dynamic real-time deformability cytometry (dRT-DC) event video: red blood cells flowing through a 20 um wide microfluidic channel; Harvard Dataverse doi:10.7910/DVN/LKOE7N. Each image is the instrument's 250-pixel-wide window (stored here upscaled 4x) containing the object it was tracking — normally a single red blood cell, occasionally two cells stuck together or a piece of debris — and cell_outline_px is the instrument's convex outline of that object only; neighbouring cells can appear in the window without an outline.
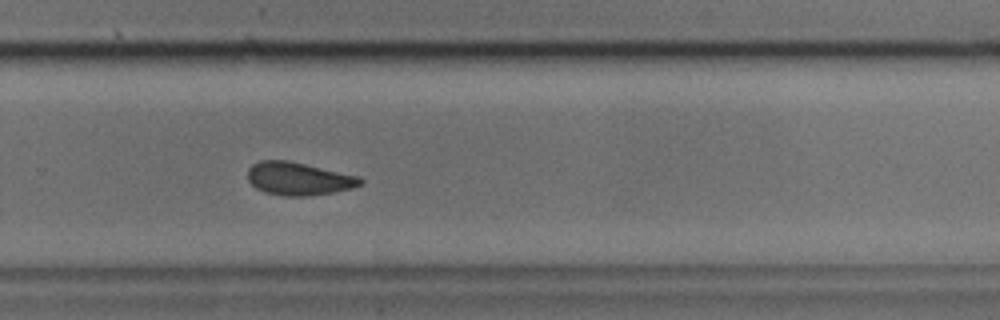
{"species": "common noctule bat (a hibernating species)", "species_latin": "Nyctalus noctula", "temperature_condition": "cold", "stored_images_in_passage": 36, "camera_frame_rate_fps": 3000, "um_per_image_px": 0.085, "animal": {"sex": "male", "body_mass_g": 17.9, "forearm_length_mm": 54.2}, "frame": {"image": 1, "passage_image": 26, "time_ms": 8.333, "image_size_px": [1000, 320], "cell_outline_px": [[364, 180], [360, 184], [352, 188], [332, 192], [304, 196], [284, 196], [264, 192], [256, 188], [248, 180], [248, 168], [252, 164], [260, 160], [288, 160], [360, 176]], "centroid_in_image_um": [25.36, 15.18], "position_along_channel_um": 304.4, "area_um2": 21.62}}